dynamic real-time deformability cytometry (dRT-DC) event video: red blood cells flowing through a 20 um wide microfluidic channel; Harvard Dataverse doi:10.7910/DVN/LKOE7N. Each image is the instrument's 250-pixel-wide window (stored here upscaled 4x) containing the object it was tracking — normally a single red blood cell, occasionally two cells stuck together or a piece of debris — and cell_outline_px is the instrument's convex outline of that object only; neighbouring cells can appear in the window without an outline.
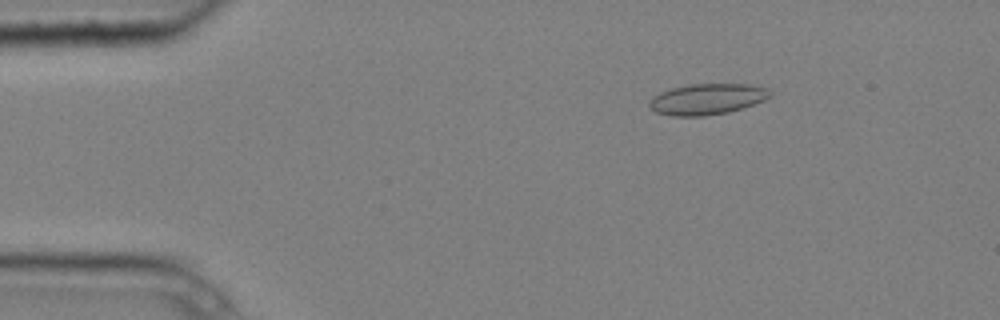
{"species": "common noctule bat (a hibernating species)", "species_latin": "Nyctalus noctula", "temperature_condition": "cold", "stored_images_in_passage": 6, "camera_frame_rate_fps": 3000, "um_per_image_px": 0.085, "animal": {"sex": "male", "body_mass_g": 20.4}, "frame": {"image": 1, "passage_image": 3, "time_ms": 0.667, "image_size_px": [1000, 320], "cell_outline_px": [[772, 96], [764, 100], [728, 112], [704, 116], [672, 116], [656, 112], [648, 104], [648, 100], [652, 96], [660, 92], [672, 88], [688, 84], [748, 84], [764, 88], [772, 92]], "centroid_in_image_um": [60.06, 8.42], "position_along_channel_um": 24.9, "area_um2": 21.68}}